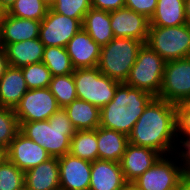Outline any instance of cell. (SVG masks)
Returning <instances> with one entry per match:
<instances>
[{
    "mask_svg": "<svg viewBox=\"0 0 190 190\" xmlns=\"http://www.w3.org/2000/svg\"><path fill=\"white\" fill-rule=\"evenodd\" d=\"M175 190H190V173H185L179 180Z\"/></svg>",
    "mask_w": 190,
    "mask_h": 190,
    "instance_id": "39",
    "label": "cell"
},
{
    "mask_svg": "<svg viewBox=\"0 0 190 190\" xmlns=\"http://www.w3.org/2000/svg\"><path fill=\"white\" fill-rule=\"evenodd\" d=\"M124 190H141L140 188H138L136 185H134L133 183H126Z\"/></svg>",
    "mask_w": 190,
    "mask_h": 190,
    "instance_id": "42",
    "label": "cell"
},
{
    "mask_svg": "<svg viewBox=\"0 0 190 190\" xmlns=\"http://www.w3.org/2000/svg\"><path fill=\"white\" fill-rule=\"evenodd\" d=\"M72 156L94 162L98 159V142L96 129L78 130L71 138L70 152Z\"/></svg>",
    "mask_w": 190,
    "mask_h": 190,
    "instance_id": "26",
    "label": "cell"
},
{
    "mask_svg": "<svg viewBox=\"0 0 190 190\" xmlns=\"http://www.w3.org/2000/svg\"><path fill=\"white\" fill-rule=\"evenodd\" d=\"M20 131L43 147L51 157H62L70 152L71 138L76 130L66 110L60 107L48 120L19 122Z\"/></svg>",
    "mask_w": 190,
    "mask_h": 190,
    "instance_id": "3",
    "label": "cell"
},
{
    "mask_svg": "<svg viewBox=\"0 0 190 190\" xmlns=\"http://www.w3.org/2000/svg\"><path fill=\"white\" fill-rule=\"evenodd\" d=\"M65 48L74 69L98 66L101 46L83 28L71 38Z\"/></svg>",
    "mask_w": 190,
    "mask_h": 190,
    "instance_id": "15",
    "label": "cell"
},
{
    "mask_svg": "<svg viewBox=\"0 0 190 190\" xmlns=\"http://www.w3.org/2000/svg\"><path fill=\"white\" fill-rule=\"evenodd\" d=\"M158 98L179 107L190 99V57L165 62Z\"/></svg>",
    "mask_w": 190,
    "mask_h": 190,
    "instance_id": "9",
    "label": "cell"
},
{
    "mask_svg": "<svg viewBox=\"0 0 190 190\" xmlns=\"http://www.w3.org/2000/svg\"><path fill=\"white\" fill-rule=\"evenodd\" d=\"M164 66L165 61L147 44H143L125 84L158 97L162 86Z\"/></svg>",
    "mask_w": 190,
    "mask_h": 190,
    "instance_id": "5",
    "label": "cell"
},
{
    "mask_svg": "<svg viewBox=\"0 0 190 190\" xmlns=\"http://www.w3.org/2000/svg\"><path fill=\"white\" fill-rule=\"evenodd\" d=\"M5 13V10L0 6V21L3 19Z\"/></svg>",
    "mask_w": 190,
    "mask_h": 190,
    "instance_id": "45",
    "label": "cell"
},
{
    "mask_svg": "<svg viewBox=\"0 0 190 190\" xmlns=\"http://www.w3.org/2000/svg\"><path fill=\"white\" fill-rule=\"evenodd\" d=\"M91 7V0H56L50 8L56 13L78 19L82 23Z\"/></svg>",
    "mask_w": 190,
    "mask_h": 190,
    "instance_id": "33",
    "label": "cell"
},
{
    "mask_svg": "<svg viewBox=\"0 0 190 190\" xmlns=\"http://www.w3.org/2000/svg\"><path fill=\"white\" fill-rule=\"evenodd\" d=\"M60 190H89L91 164L70 153L58 158Z\"/></svg>",
    "mask_w": 190,
    "mask_h": 190,
    "instance_id": "14",
    "label": "cell"
},
{
    "mask_svg": "<svg viewBox=\"0 0 190 190\" xmlns=\"http://www.w3.org/2000/svg\"><path fill=\"white\" fill-rule=\"evenodd\" d=\"M42 62L51 71L52 76L68 75L74 72L65 47H45Z\"/></svg>",
    "mask_w": 190,
    "mask_h": 190,
    "instance_id": "27",
    "label": "cell"
},
{
    "mask_svg": "<svg viewBox=\"0 0 190 190\" xmlns=\"http://www.w3.org/2000/svg\"><path fill=\"white\" fill-rule=\"evenodd\" d=\"M48 9L42 0H16L7 13L13 17L42 21Z\"/></svg>",
    "mask_w": 190,
    "mask_h": 190,
    "instance_id": "29",
    "label": "cell"
},
{
    "mask_svg": "<svg viewBox=\"0 0 190 190\" xmlns=\"http://www.w3.org/2000/svg\"><path fill=\"white\" fill-rule=\"evenodd\" d=\"M19 131L20 124L15 110L0 107V147L7 150Z\"/></svg>",
    "mask_w": 190,
    "mask_h": 190,
    "instance_id": "31",
    "label": "cell"
},
{
    "mask_svg": "<svg viewBox=\"0 0 190 190\" xmlns=\"http://www.w3.org/2000/svg\"><path fill=\"white\" fill-rule=\"evenodd\" d=\"M125 7L151 19L156 11L157 0H125Z\"/></svg>",
    "mask_w": 190,
    "mask_h": 190,
    "instance_id": "34",
    "label": "cell"
},
{
    "mask_svg": "<svg viewBox=\"0 0 190 190\" xmlns=\"http://www.w3.org/2000/svg\"><path fill=\"white\" fill-rule=\"evenodd\" d=\"M28 89L48 88L52 80L51 71L43 62L21 67Z\"/></svg>",
    "mask_w": 190,
    "mask_h": 190,
    "instance_id": "32",
    "label": "cell"
},
{
    "mask_svg": "<svg viewBox=\"0 0 190 190\" xmlns=\"http://www.w3.org/2000/svg\"><path fill=\"white\" fill-rule=\"evenodd\" d=\"M49 8L55 3L56 0H42Z\"/></svg>",
    "mask_w": 190,
    "mask_h": 190,
    "instance_id": "44",
    "label": "cell"
},
{
    "mask_svg": "<svg viewBox=\"0 0 190 190\" xmlns=\"http://www.w3.org/2000/svg\"><path fill=\"white\" fill-rule=\"evenodd\" d=\"M71 124L78 130H94L100 126V109L77 98L64 107Z\"/></svg>",
    "mask_w": 190,
    "mask_h": 190,
    "instance_id": "24",
    "label": "cell"
},
{
    "mask_svg": "<svg viewBox=\"0 0 190 190\" xmlns=\"http://www.w3.org/2000/svg\"><path fill=\"white\" fill-rule=\"evenodd\" d=\"M185 15L187 23L190 25V0H185Z\"/></svg>",
    "mask_w": 190,
    "mask_h": 190,
    "instance_id": "41",
    "label": "cell"
},
{
    "mask_svg": "<svg viewBox=\"0 0 190 190\" xmlns=\"http://www.w3.org/2000/svg\"><path fill=\"white\" fill-rule=\"evenodd\" d=\"M111 28L114 38H131L146 44L150 19L127 7L110 11Z\"/></svg>",
    "mask_w": 190,
    "mask_h": 190,
    "instance_id": "12",
    "label": "cell"
},
{
    "mask_svg": "<svg viewBox=\"0 0 190 190\" xmlns=\"http://www.w3.org/2000/svg\"><path fill=\"white\" fill-rule=\"evenodd\" d=\"M82 28L78 19L48 9L46 17L41 21L39 40L45 47H66L71 38Z\"/></svg>",
    "mask_w": 190,
    "mask_h": 190,
    "instance_id": "11",
    "label": "cell"
},
{
    "mask_svg": "<svg viewBox=\"0 0 190 190\" xmlns=\"http://www.w3.org/2000/svg\"><path fill=\"white\" fill-rule=\"evenodd\" d=\"M48 88L57 100L58 105L62 108L78 98L73 73L68 75L52 76V80Z\"/></svg>",
    "mask_w": 190,
    "mask_h": 190,
    "instance_id": "28",
    "label": "cell"
},
{
    "mask_svg": "<svg viewBox=\"0 0 190 190\" xmlns=\"http://www.w3.org/2000/svg\"><path fill=\"white\" fill-rule=\"evenodd\" d=\"M179 137L180 107L154 97L135 123L128 139L133 145L151 148L165 156L178 152Z\"/></svg>",
    "mask_w": 190,
    "mask_h": 190,
    "instance_id": "1",
    "label": "cell"
},
{
    "mask_svg": "<svg viewBox=\"0 0 190 190\" xmlns=\"http://www.w3.org/2000/svg\"><path fill=\"white\" fill-rule=\"evenodd\" d=\"M92 8L114 11L125 7V0H91Z\"/></svg>",
    "mask_w": 190,
    "mask_h": 190,
    "instance_id": "37",
    "label": "cell"
},
{
    "mask_svg": "<svg viewBox=\"0 0 190 190\" xmlns=\"http://www.w3.org/2000/svg\"><path fill=\"white\" fill-rule=\"evenodd\" d=\"M180 137H190V99L180 106Z\"/></svg>",
    "mask_w": 190,
    "mask_h": 190,
    "instance_id": "35",
    "label": "cell"
},
{
    "mask_svg": "<svg viewBox=\"0 0 190 190\" xmlns=\"http://www.w3.org/2000/svg\"><path fill=\"white\" fill-rule=\"evenodd\" d=\"M25 172L5 158L0 163V190H25Z\"/></svg>",
    "mask_w": 190,
    "mask_h": 190,
    "instance_id": "30",
    "label": "cell"
},
{
    "mask_svg": "<svg viewBox=\"0 0 190 190\" xmlns=\"http://www.w3.org/2000/svg\"><path fill=\"white\" fill-rule=\"evenodd\" d=\"M6 158L21 171L38 166L51 156L47 151L19 131L6 150Z\"/></svg>",
    "mask_w": 190,
    "mask_h": 190,
    "instance_id": "13",
    "label": "cell"
},
{
    "mask_svg": "<svg viewBox=\"0 0 190 190\" xmlns=\"http://www.w3.org/2000/svg\"><path fill=\"white\" fill-rule=\"evenodd\" d=\"M179 144H181V149H178V153L180 155L184 171L186 173H190V137H181Z\"/></svg>",
    "mask_w": 190,
    "mask_h": 190,
    "instance_id": "36",
    "label": "cell"
},
{
    "mask_svg": "<svg viewBox=\"0 0 190 190\" xmlns=\"http://www.w3.org/2000/svg\"><path fill=\"white\" fill-rule=\"evenodd\" d=\"M187 24L185 0H157L150 26L175 27Z\"/></svg>",
    "mask_w": 190,
    "mask_h": 190,
    "instance_id": "25",
    "label": "cell"
},
{
    "mask_svg": "<svg viewBox=\"0 0 190 190\" xmlns=\"http://www.w3.org/2000/svg\"><path fill=\"white\" fill-rule=\"evenodd\" d=\"M59 108L49 88H41L28 89L14 110L19 122H39L48 120Z\"/></svg>",
    "mask_w": 190,
    "mask_h": 190,
    "instance_id": "10",
    "label": "cell"
},
{
    "mask_svg": "<svg viewBox=\"0 0 190 190\" xmlns=\"http://www.w3.org/2000/svg\"><path fill=\"white\" fill-rule=\"evenodd\" d=\"M126 183L120 163L102 159L92 162L89 190H124Z\"/></svg>",
    "mask_w": 190,
    "mask_h": 190,
    "instance_id": "17",
    "label": "cell"
},
{
    "mask_svg": "<svg viewBox=\"0 0 190 190\" xmlns=\"http://www.w3.org/2000/svg\"><path fill=\"white\" fill-rule=\"evenodd\" d=\"M41 21L18 18L5 13L0 21L1 45L39 38Z\"/></svg>",
    "mask_w": 190,
    "mask_h": 190,
    "instance_id": "18",
    "label": "cell"
},
{
    "mask_svg": "<svg viewBox=\"0 0 190 190\" xmlns=\"http://www.w3.org/2000/svg\"><path fill=\"white\" fill-rule=\"evenodd\" d=\"M185 173L180 155L176 152L173 156H161L151 168L132 183L141 190H175Z\"/></svg>",
    "mask_w": 190,
    "mask_h": 190,
    "instance_id": "8",
    "label": "cell"
},
{
    "mask_svg": "<svg viewBox=\"0 0 190 190\" xmlns=\"http://www.w3.org/2000/svg\"><path fill=\"white\" fill-rule=\"evenodd\" d=\"M146 44L165 62L190 57V25L150 26Z\"/></svg>",
    "mask_w": 190,
    "mask_h": 190,
    "instance_id": "6",
    "label": "cell"
},
{
    "mask_svg": "<svg viewBox=\"0 0 190 190\" xmlns=\"http://www.w3.org/2000/svg\"><path fill=\"white\" fill-rule=\"evenodd\" d=\"M9 66L4 47H0V78L4 75L6 68Z\"/></svg>",
    "mask_w": 190,
    "mask_h": 190,
    "instance_id": "38",
    "label": "cell"
},
{
    "mask_svg": "<svg viewBox=\"0 0 190 190\" xmlns=\"http://www.w3.org/2000/svg\"><path fill=\"white\" fill-rule=\"evenodd\" d=\"M144 43L131 38H113L101 47L98 69L109 78L125 83Z\"/></svg>",
    "mask_w": 190,
    "mask_h": 190,
    "instance_id": "4",
    "label": "cell"
},
{
    "mask_svg": "<svg viewBox=\"0 0 190 190\" xmlns=\"http://www.w3.org/2000/svg\"><path fill=\"white\" fill-rule=\"evenodd\" d=\"M44 48L39 38L7 44L4 47L8 64L19 68L42 62Z\"/></svg>",
    "mask_w": 190,
    "mask_h": 190,
    "instance_id": "21",
    "label": "cell"
},
{
    "mask_svg": "<svg viewBox=\"0 0 190 190\" xmlns=\"http://www.w3.org/2000/svg\"><path fill=\"white\" fill-rule=\"evenodd\" d=\"M98 159L120 163L129 143L128 136L101 126L96 128Z\"/></svg>",
    "mask_w": 190,
    "mask_h": 190,
    "instance_id": "22",
    "label": "cell"
},
{
    "mask_svg": "<svg viewBox=\"0 0 190 190\" xmlns=\"http://www.w3.org/2000/svg\"><path fill=\"white\" fill-rule=\"evenodd\" d=\"M161 156L159 152L151 148L128 143L120 161L125 181L132 183L151 168Z\"/></svg>",
    "mask_w": 190,
    "mask_h": 190,
    "instance_id": "16",
    "label": "cell"
},
{
    "mask_svg": "<svg viewBox=\"0 0 190 190\" xmlns=\"http://www.w3.org/2000/svg\"><path fill=\"white\" fill-rule=\"evenodd\" d=\"M73 77L77 97L99 109L112 101L120 84L101 73L98 67L74 69Z\"/></svg>",
    "mask_w": 190,
    "mask_h": 190,
    "instance_id": "7",
    "label": "cell"
},
{
    "mask_svg": "<svg viewBox=\"0 0 190 190\" xmlns=\"http://www.w3.org/2000/svg\"><path fill=\"white\" fill-rule=\"evenodd\" d=\"M6 158V150L0 147V163Z\"/></svg>",
    "mask_w": 190,
    "mask_h": 190,
    "instance_id": "43",
    "label": "cell"
},
{
    "mask_svg": "<svg viewBox=\"0 0 190 190\" xmlns=\"http://www.w3.org/2000/svg\"><path fill=\"white\" fill-rule=\"evenodd\" d=\"M153 98L144 90L120 83L112 101L100 109V126L129 136Z\"/></svg>",
    "mask_w": 190,
    "mask_h": 190,
    "instance_id": "2",
    "label": "cell"
},
{
    "mask_svg": "<svg viewBox=\"0 0 190 190\" xmlns=\"http://www.w3.org/2000/svg\"><path fill=\"white\" fill-rule=\"evenodd\" d=\"M25 190H60L59 164L51 157L25 172Z\"/></svg>",
    "mask_w": 190,
    "mask_h": 190,
    "instance_id": "19",
    "label": "cell"
},
{
    "mask_svg": "<svg viewBox=\"0 0 190 190\" xmlns=\"http://www.w3.org/2000/svg\"><path fill=\"white\" fill-rule=\"evenodd\" d=\"M110 24L111 18L109 11L91 7L84 16L82 28L102 47L107 45L114 38Z\"/></svg>",
    "mask_w": 190,
    "mask_h": 190,
    "instance_id": "23",
    "label": "cell"
},
{
    "mask_svg": "<svg viewBox=\"0 0 190 190\" xmlns=\"http://www.w3.org/2000/svg\"><path fill=\"white\" fill-rule=\"evenodd\" d=\"M16 0H0V6L7 12Z\"/></svg>",
    "mask_w": 190,
    "mask_h": 190,
    "instance_id": "40",
    "label": "cell"
},
{
    "mask_svg": "<svg viewBox=\"0 0 190 190\" xmlns=\"http://www.w3.org/2000/svg\"><path fill=\"white\" fill-rule=\"evenodd\" d=\"M27 91L21 68L9 65L0 78V107L15 109Z\"/></svg>",
    "mask_w": 190,
    "mask_h": 190,
    "instance_id": "20",
    "label": "cell"
}]
</instances>
